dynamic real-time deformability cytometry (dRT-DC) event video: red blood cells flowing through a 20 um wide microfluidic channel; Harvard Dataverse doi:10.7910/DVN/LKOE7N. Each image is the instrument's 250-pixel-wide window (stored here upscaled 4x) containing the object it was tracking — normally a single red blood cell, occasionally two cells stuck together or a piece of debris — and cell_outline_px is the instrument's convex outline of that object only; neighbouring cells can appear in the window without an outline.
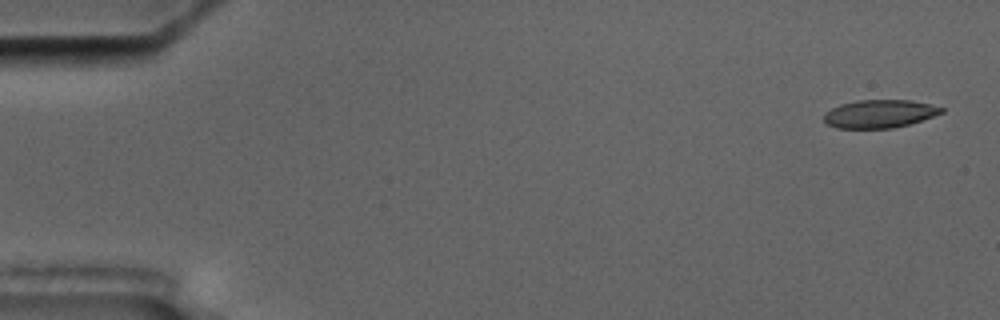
{"species": "common noctule bat (a hibernating species)", "species_latin": "Nyctalus noctula", "temperature_condition": "cold", "stored_images_in_passage": 6, "camera_frame_rate_fps": 3000, "um_per_image_px": 0.085, "animal": {"sex": "male", "body_mass_g": 17.5, "forearm_length_mm": 52.3}, "frame": {"image": 1, "passage_image": 1, "time_ms": 0.0, "image_size_px": [1000, 320], "cell_outline_px": [[944, 112], [908, 124], [892, 128], [836, 128], [828, 124], [824, 120], [824, 112], [840, 104], [856, 100], [912, 100], [944, 108]], "centroid_in_image_um": [74.72, 9.66], "position_along_channel_um": 10.3, "area_um2": 19.07}}
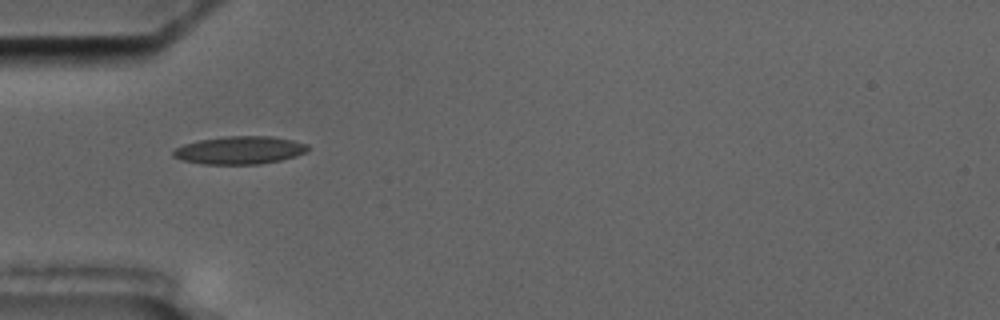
{"frame": {"image": 2, "passage_image": 5, "time_ms": 5.333, "image_size_px": [1000, 320], "cell_outline_px": [[308, 152], [296, 156], [280, 160], [260, 164], [200, 164], [180, 160], [172, 156], [172, 152], [176, 148], [184, 144], [200, 140], [224, 136], [272, 136], [292, 140], [308, 144]], "centroid_in_image_um": [20.37, 12.77], "position_along_channel_um": 64.6, "area_um2": 22.02}}